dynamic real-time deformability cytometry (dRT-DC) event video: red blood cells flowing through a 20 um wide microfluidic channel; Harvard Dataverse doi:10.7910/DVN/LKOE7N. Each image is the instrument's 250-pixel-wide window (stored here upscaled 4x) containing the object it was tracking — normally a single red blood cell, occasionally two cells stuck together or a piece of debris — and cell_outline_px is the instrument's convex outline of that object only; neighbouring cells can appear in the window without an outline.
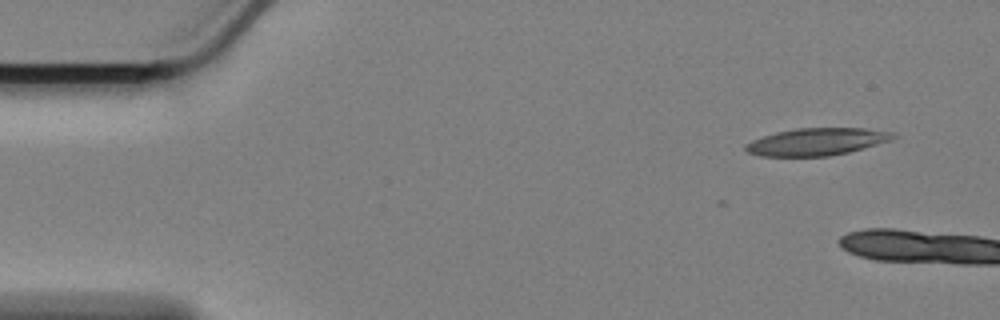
{"species": "Egyptian fruit bat (a non-hibernating species)", "species_latin": "Rousettus aegyptiacus", "temperature_condition": "cold", "stored_images_in_passage": 8, "camera_frame_rate_fps": 3000, "um_per_image_px": 0.085, "animal": {"sex": "female"}, "frame": {"image": 1, "passage_image": 1, "time_ms": 0.0, "image_size_px": [1000, 320], "cell_outline_px": [[896, 136], [892, 140], [848, 152], [828, 156], [760, 156], [748, 152], [744, 148], [744, 144], [752, 140], [776, 132], [796, 128], [864, 128], [896, 132]], "centroid_in_image_um": [69.43, 12.04], "position_along_channel_um": 15.6, "area_um2": 23.47}}